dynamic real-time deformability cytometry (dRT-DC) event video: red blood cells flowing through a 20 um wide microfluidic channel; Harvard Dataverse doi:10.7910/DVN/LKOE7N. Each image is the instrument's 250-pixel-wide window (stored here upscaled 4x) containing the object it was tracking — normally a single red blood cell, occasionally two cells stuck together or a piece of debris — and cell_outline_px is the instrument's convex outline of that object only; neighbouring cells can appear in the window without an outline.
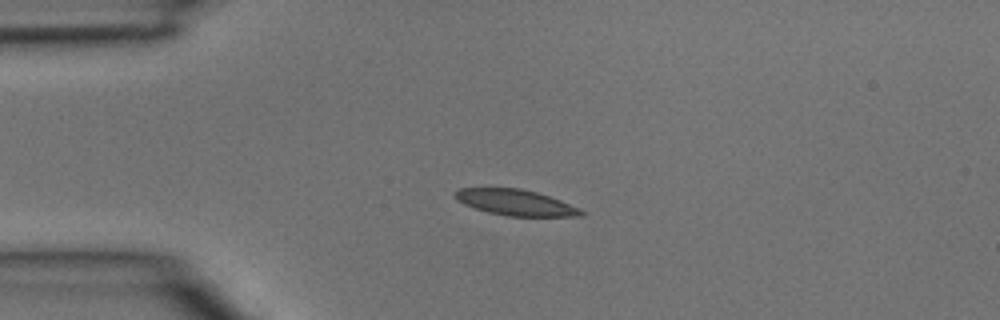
{"species": "common noctule bat (a hibernating species)", "species_latin": "Nyctalus noctula", "temperature_condition": "room temperature", "stored_images_in_passage": 2, "camera_frame_rate_fps": 3000, "um_per_image_px": 0.085, "animal": {"sex": "male", "body_mass_g": 15.6}, "frame": {"image": 1, "passage_image": 2, "time_ms": 0.333, "image_size_px": [1000, 320], "cell_outline_px": [[584, 216], [504, 216], [488, 212], [464, 204], [456, 200], [452, 196], [460, 188], [520, 188], [536, 192], [560, 200], [580, 208], [584, 212]], "centroid_in_image_um": [43.81, 17.21], "position_along_channel_um": 41.2, "area_um2": 18.96}}